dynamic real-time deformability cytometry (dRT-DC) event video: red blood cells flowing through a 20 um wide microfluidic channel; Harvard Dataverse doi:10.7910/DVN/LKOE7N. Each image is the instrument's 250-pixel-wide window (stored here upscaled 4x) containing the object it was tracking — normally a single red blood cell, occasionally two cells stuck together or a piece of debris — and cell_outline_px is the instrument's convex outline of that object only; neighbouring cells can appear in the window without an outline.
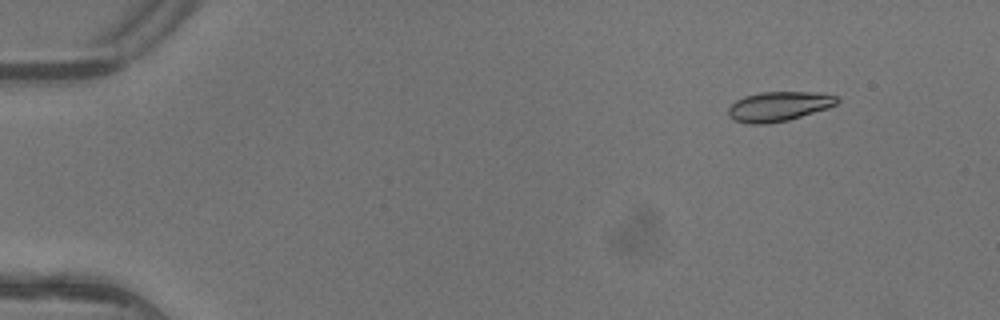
{"species": "common noctule bat (a hibernating species)", "species_latin": "Nyctalus noctula", "temperature_condition": "warm", "stored_images_in_passage": 5, "camera_frame_rate_fps": 3000, "um_per_image_px": 0.085, "animal": {"sex": "female"}, "frame": {"image": 1, "passage_image": 2, "time_ms": 0.333, "image_size_px": [1000, 320], "cell_outline_px": [[840, 100], [836, 104], [828, 108], [788, 120], [768, 124], [748, 124], [736, 120], [728, 116], [728, 108], [736, 100], [744, 96], [760, 92], [816, 92], [840, 96]], "centroid_in_image_um": [66.21, 9.04], "position_along_channel_um": 18.8, "area_um2": 18.9}}
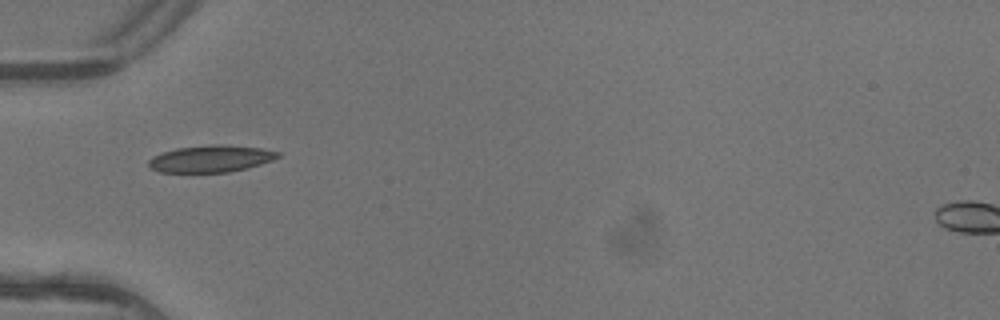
{"frame": {"image": 2, "passage_image": 4, "time_ms": 1.0, "image_size_px": [1000, 320], "cell_outline_px": [[280, 156], [272, 160], [248, 168], [228, 172], [160, 172], [152, 168], [148, 164], [148, 160], [152, 156], [176, 148], [212, 144], [220, 144], [260, 148], [280, 152]], "centroid_in_image_um": [17.92, 13.49], "position_along_channel_um": 67.1, "area_um2": 20.17}}
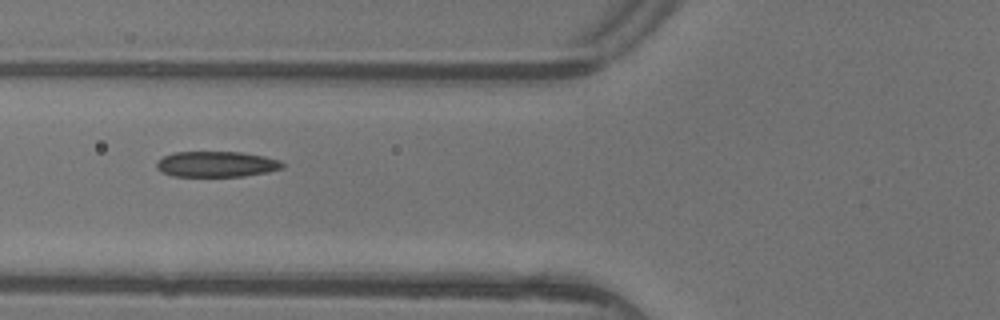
{"frame": {"image": 3, "passage_image": 5, "time_ms": 1.333, "image_size_px": [1000, 320], "cell_outline_px": [[284, 168], [268, 172], [244, 176], [172, 176], [156, 168], [156, 164], [164, 156], [172, 152], [240, 152], [264, 156], [280, 160], [284, 164]], "centroid_in_image_um": [18.43, 13.95], "position_along_channel_um": 107.4, "area_um2": 18.79}}